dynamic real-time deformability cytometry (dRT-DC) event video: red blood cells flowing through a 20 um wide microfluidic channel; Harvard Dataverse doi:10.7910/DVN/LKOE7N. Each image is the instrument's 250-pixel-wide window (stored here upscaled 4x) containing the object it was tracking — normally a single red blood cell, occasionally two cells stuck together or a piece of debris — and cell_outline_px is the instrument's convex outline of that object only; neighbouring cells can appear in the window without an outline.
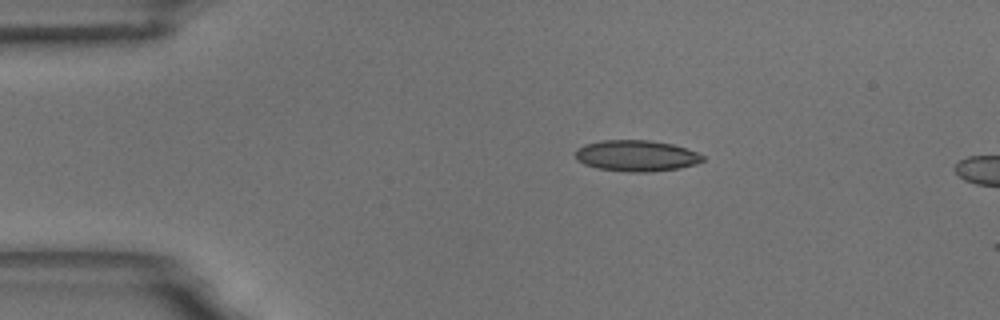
{"species": "common noctule bat (a hibernating species)", "species_latin": "Nyctalus noctula", "temperature_condition": "room temperature", "stored_images_in_passage": 12, "camera_frame_rate_fps": 3000, "um_per_image_px": 0.085, "animal": {"sex": "male", "body_mass_g": 18.8}, "frame": {"image": 1, "passage_image": 10, "time_ms": 3.0, "image_size_px": [1000, 320], "cell_outline_px": [[704, 160], [696, 164], [680, 168], [648, 172], [628, 172], [596, 168], [584, 164], [576, 160], [576, 148], [584, 144], [600, 140], [652, 140], [672, 144], [696, 152], [704, 156]], "centroid_in_image_um": [54.06, 13.24], "position_along_channel_um": 30.9, "area_um2": 23.24}}